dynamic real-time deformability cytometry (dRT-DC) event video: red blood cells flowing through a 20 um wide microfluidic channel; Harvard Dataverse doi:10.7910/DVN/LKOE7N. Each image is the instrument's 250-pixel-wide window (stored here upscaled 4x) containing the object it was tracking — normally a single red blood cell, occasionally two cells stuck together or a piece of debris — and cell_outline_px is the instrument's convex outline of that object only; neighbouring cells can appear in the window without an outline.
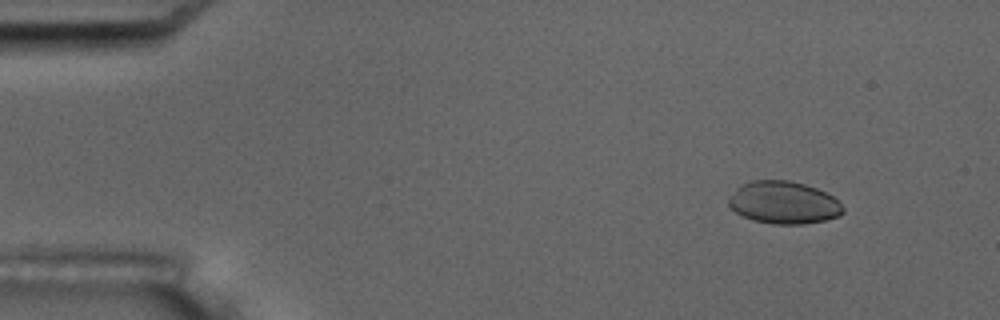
{"species": "common noctule bat (a hibernating species)", "species_latin": "Nyctalus noctula", "temperature_condition": "room temperature", "stored_images_in_passage": 5, "camera_frame_rate_fps": 3000, "um_per_image_px": 0.085, "animal": {"sex": "male", "body_mass_g": 17.5, "forearm_length_mm": 52.3}, "frame": {"image": 1, "passage_image": 2, "time_ms": 1.0, "image_size_px": [1000, 320], "cell_outline_px": [[844, 212], [840, 216], [824, 220], [804, 224], [772, 224], [752, 220], [736, 212], [728, 204], [728, 200], [736, 188], [740, 184], [752, 180], [788, 180], [804, 184], [816, 188], [832, 196], [844, 208]], "centroid_in_image_um": [66.6, 17.22], "position_along_channel_um": 18.4, "area_um2": 28.26}}